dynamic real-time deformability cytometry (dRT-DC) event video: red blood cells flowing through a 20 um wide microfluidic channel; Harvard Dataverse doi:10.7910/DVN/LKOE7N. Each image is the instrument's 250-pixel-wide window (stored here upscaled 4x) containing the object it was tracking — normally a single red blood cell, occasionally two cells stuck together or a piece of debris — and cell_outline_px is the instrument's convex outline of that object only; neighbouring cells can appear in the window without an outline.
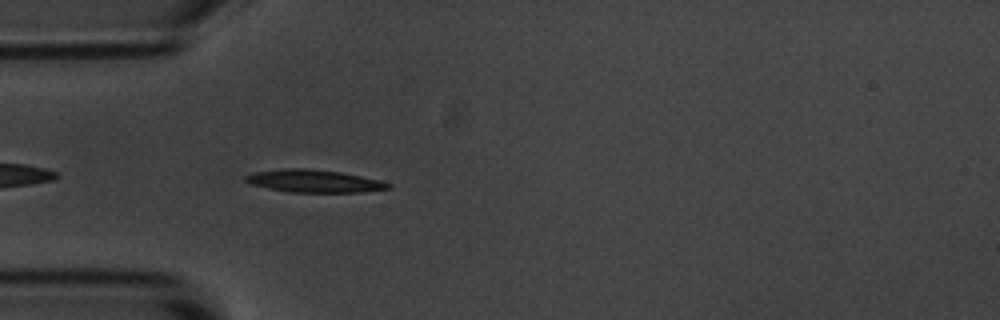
{"species": "common noctule bat (a hibernating species)", "species_latin": "Nyctalus noctula", "temperature_condition": "room temperature", "stored_images_in_passage": 42, "camera_frame_rate_fps": 3000, "um_per_image_px": 0.085, "animal": {"sex": "male", "body_mass_g": 20.1, "forearm_length_mm": 53.5}, "frame": {"image": 1, "passage_image": 3, "time_ms": 0.667, "image_size_px": [1000, 320], "cell_outline_px": [[392, 188], [360, 192], [288, 192], [268, 188], [252, 184], [244, 180], [244, 176], [256, 172], [288, 168], [304, 168], [340, 172], [380, 180], [392, 184]], "centroid_in_image_um": [26.72, 15.39], "position_along_channel_um": 58.3, "area_um2": 18.61}}
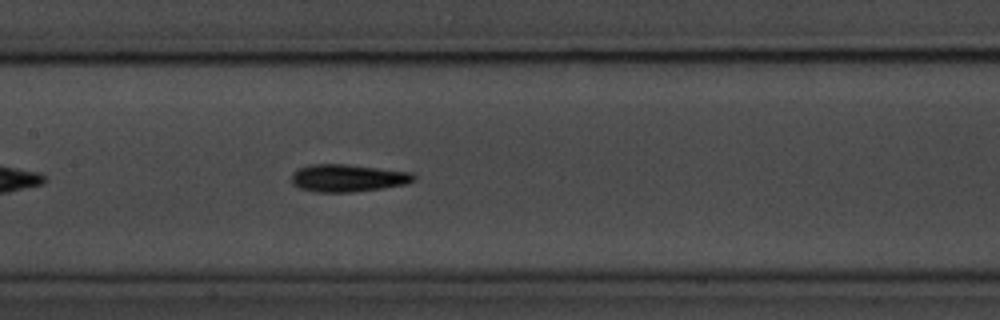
{"frame": {"image": 2, "passage_image": 13, "time_ms": 4.0, "image_size_px": [1000, 320], "cell_outline_px": [[416, 180], [408, 184], [352, 192], [316, 192], [300, 188], [292, 184], [292, 172], [308, 164], [344, 164], [412, 172], [416, 176]], "centroid_in_image_um": [29.57, 15.13], "position_along_channel_um": 177.8, "area_um2": 19.59}}
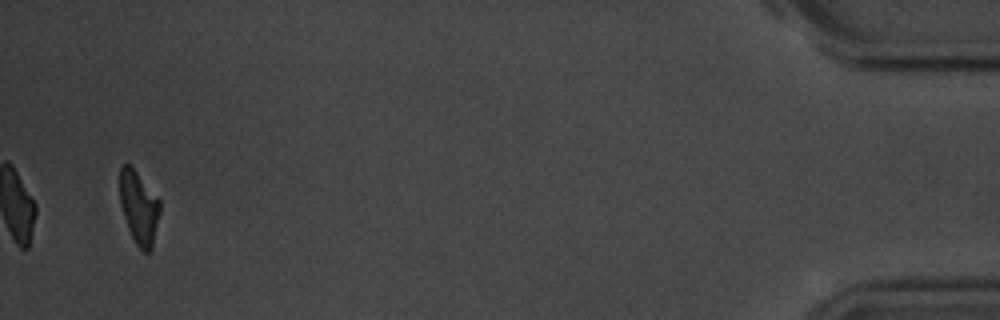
{"frame": {"image": 3, "passage_image": 40, "time_ms": 13.0, "image_size_px": [1000, 320], "cell_outline_px": [[160, 212], [152, 248], [148, 252], [144, 252], [136, 244], [128, 228], [120, 204], [120, 168], [124, 164], [128, 164], [136, 172], [160, 200]], "centroid_in_image_um": [11.81, 17.66], "position_along_channel_um": 423.4, "area_um2": 16.76}, "authors_computed_cell_mechanics": {"area_um2": 18.6694, "velocity_mm_per_s": 3.6626, "shape_relaxation_time_tau1_ms": 2.8565, "shape_relaxation_time_tau2_ms": 3.3954, "deformation_change_tau1": 0.1658, "deformation_change_tau2": 0.1178}}